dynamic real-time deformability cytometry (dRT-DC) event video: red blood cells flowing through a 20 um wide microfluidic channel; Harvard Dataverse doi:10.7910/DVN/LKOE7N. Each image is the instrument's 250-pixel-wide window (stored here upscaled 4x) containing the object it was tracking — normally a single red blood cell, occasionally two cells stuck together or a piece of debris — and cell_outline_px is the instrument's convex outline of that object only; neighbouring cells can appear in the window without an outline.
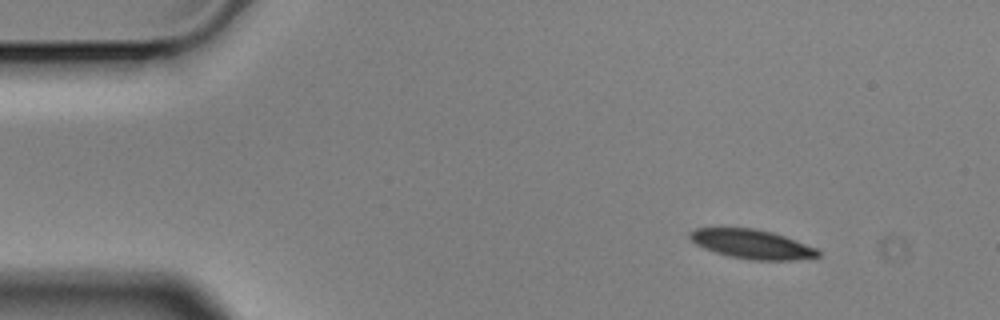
{"species": "Egyptian fruit bat (a non-hibernating species)", "species_latin": "Rousettus aegyptiacus", "temperature_condition": "cold", "stored_images_in_passage": 4, "camera_frame_rate_fps": 3000, "um_per_image_px": 0.085, "animal": {"sex": "male"}, "frame": {"image": 1, "passage_image": 1, "time_ms": 0.0, "image_size_px": [1000, 320], "cell_outline_px": [[820, 256], [796, 260], [748, 260], [728, 256], [704, 248], [696, 244], [688, 236], [688, 232], [696, 228], [752, 228], [772, 232], [784, 236], [816, 248], [820, 252]], "centroid_in_image_um": [63.9, 20.76], "position_along_channel_um": 21.1, "area_um2": 21.73}}
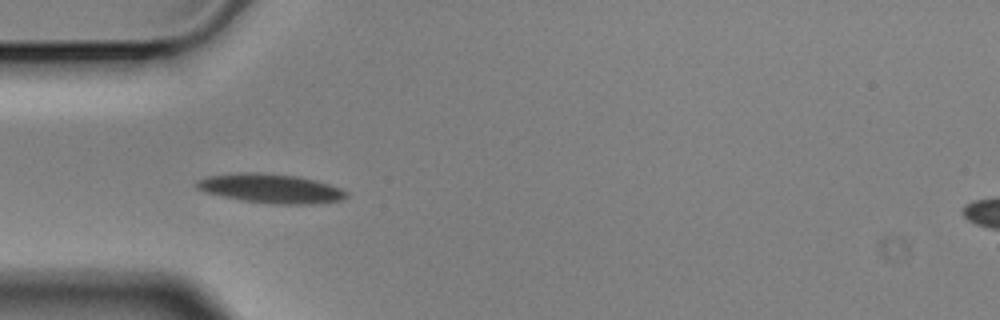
{"frame": {"image": 2, "passage_image": 4, "time_ms": 1.0, "image_size_px": [1000, 320], "cell_outline_px": [[348, 196], [344, 200], [312, 204], [272, 204], [240, 200], [208, 192], [196, 188], [192, 184], [196, 180], [208, 176], [236, 172], [256, 172], [296, 176], [316, 180], [340, 188], [348, 192]], "centroid_in_image_um": [23.01, 16.02], "position_along_channel_um": 62.0, "area_um2": 25.61}}